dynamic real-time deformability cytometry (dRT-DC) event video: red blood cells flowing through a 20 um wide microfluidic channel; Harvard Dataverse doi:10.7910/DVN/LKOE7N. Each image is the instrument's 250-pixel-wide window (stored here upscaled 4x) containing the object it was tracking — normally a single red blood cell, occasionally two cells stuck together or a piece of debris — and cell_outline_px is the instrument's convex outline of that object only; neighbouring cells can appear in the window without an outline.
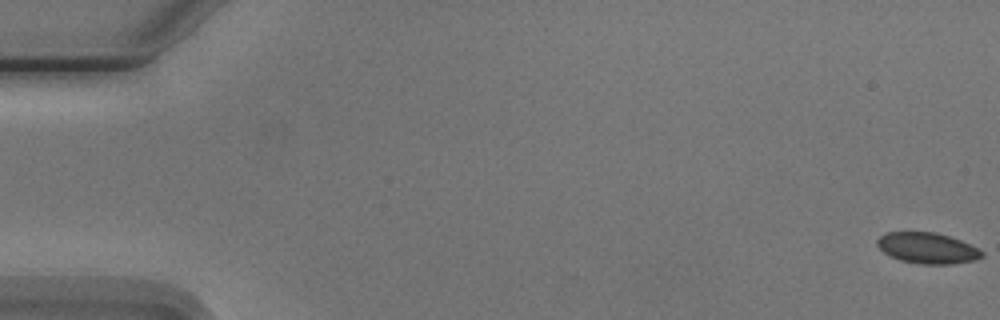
{"species": "Egyptian fruit bat (a non-hibernating species)", "species_latin": "Rousettus aegyptiacus", "temperature_condition": "cold", "stored_images_in_passage": 9, "camera_frame_rate_fps": 3000, "um_per_image_px": 0.085, "animal": {"sex": "male"}, "frame": {"image": 1, "passage_image": 1, "time_ms": 0.0, "image_size_px": [1000, 320], "cell_outline_px": [[984, 256], [976, 260], [952, 264], [920, 264], [900, 260], [884, 252], [876, 244], [876, 240], [880, 236], [888, 232], [932, 232], [948, 236], [960, 240], [984, 252]], "centroid_in_image_um": [78.83, 21.09], "position_along_channel_um": 6.2, "area_um2": 18.67}}
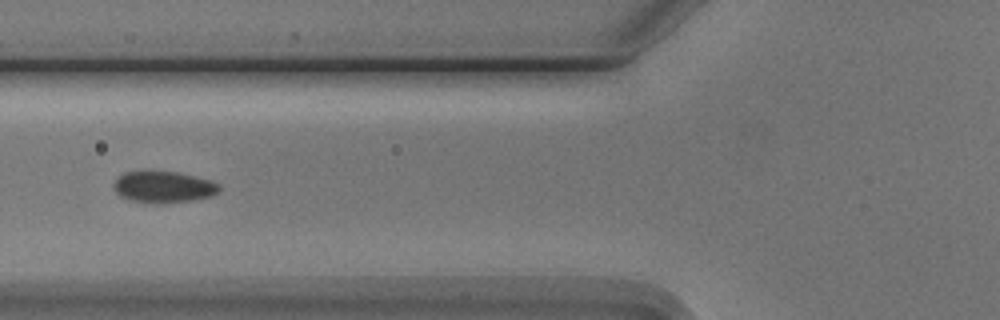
{"frame": {"image": 2, "passage_image": 6, "time_ms": 7.0, "image_size_px": [1000, 320], "cell_outline_px": [[220, 192], [212, 196], [192, 200], [160, 204], [128, 200], [120, 196], [116, 192], [112, 184], [124, 172], [144, 168], [180, 172], [212, 180], [220, 184]], "centroid_in_image_um": [13.89, 15.85], "position_along_channel_um": 111.9, "area_um2": 20.29}}
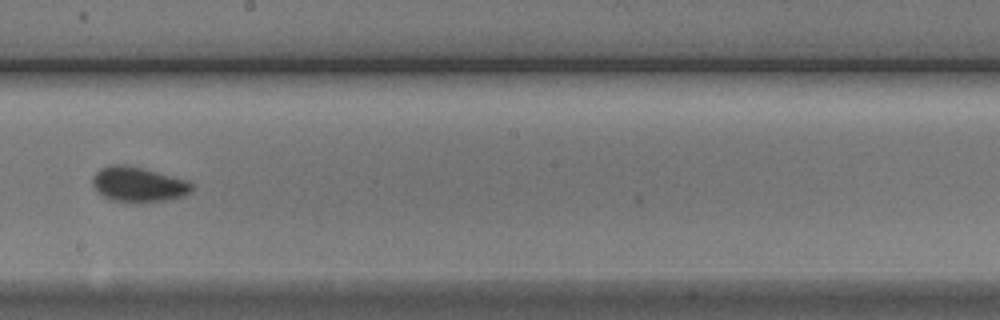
{"frame": {"image": 3, "passage_image": 9, "time_ms": 10.333, "image_size_px": [1000, 320], "cell_outline_px": [[196, 184], [192, 192], [184, 196], [168, 200], [140, 204], [128, 204], [112, 200], [104, 196], [92, 184], [92, 176], [100, 168], [112, 164], [124, 164], [192, 180]], "centroid_in_image_um": [11.84, 15.7], "position_along_channel_um": 236.4, "area_um2": 21.04}}